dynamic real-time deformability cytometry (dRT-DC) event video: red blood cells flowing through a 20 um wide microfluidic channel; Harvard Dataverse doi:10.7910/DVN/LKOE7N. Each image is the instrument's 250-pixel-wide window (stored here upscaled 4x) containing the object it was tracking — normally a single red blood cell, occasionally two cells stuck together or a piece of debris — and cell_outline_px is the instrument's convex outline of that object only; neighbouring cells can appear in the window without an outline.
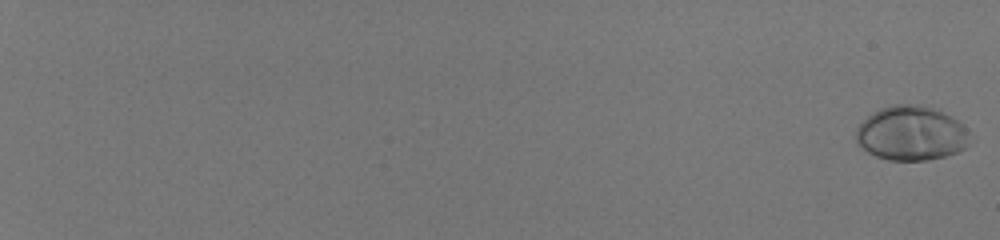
{"species": "human", "species_latin": "Homo sapiens", "temperature_condition": "room temperature", "stored_images_in_passage": 57, "camera_frame_rate_fps": 3000, "um_per_image_px": 0.085, "donor": {"sex": "male"}, "frame": {"image": 1, "passage_image": 1, "time_ms": 0.0, "image_size_px": [1000, 240], "cell_outline_px": [[976, 140], [972, 144], [956, 152], [944, 156], [924, 160], [888, 160], [876, 156], [860, 148], [856, 144], [856, 128], [872, 112], [880, 108], [892, 104], [920, 104], [940, 108], [952, 116], [968, 128]], "centroid_in_image_um": [77.53, 11.31], "position_along_channel_um": 7.5, "area_um2": 37.17}}
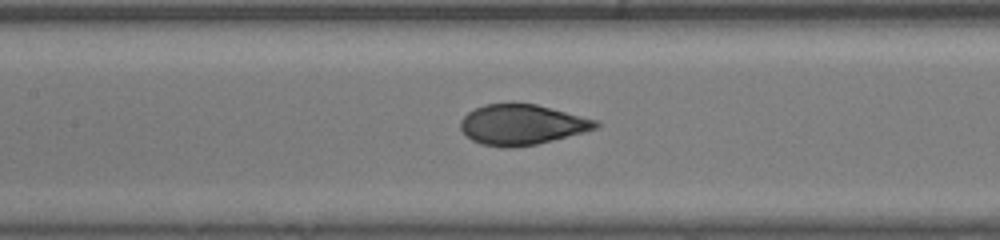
{"frame": {"image": 2, "passage_image": 34, "time_ms": 11.0, "image_size_px": [1000, 240], "cell_outline_px": [[600, 124], [596, 128], [584, 132], [536, 144], [512, 148], [504, 148], [480, 144], [464, 136], [460, 128], [460, 120], [468, 112], [484, 104], [536, 104], [596, 120]], "centroid_in_image_um": [44.3, 10.61], "position_along_channel_um": 163.1, "area_um2": 31.62}}
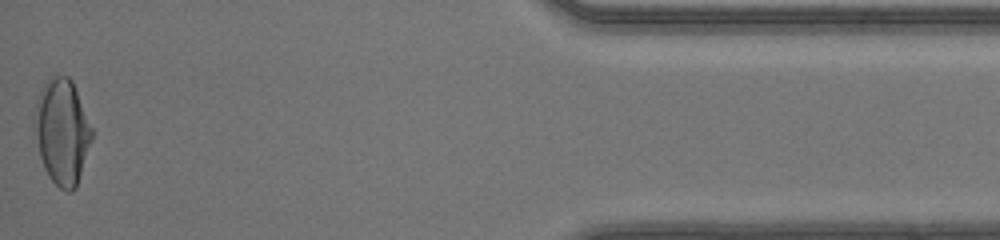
{"frame": {"image": 3, "passage_image": 57, "time_ms": 18.667, "image_size_px": [1000, 240], "cell_outline_px": [[92, 140], [76, 188], [72, 192], [68, 192], [60, 188], [48, 176], [44, 168], [40, 156], [32, 124], [32, 120], [36, 100], [44, 84], [56, 72], [68, 76], [72, 80], [92, 128]], "centroid_in_image_um": [5.25, 11.17], "position_along_channel_um": 429.9, "area_um2": 35.55}, "authors_computed_cell_mechanics": {"area_um2": 33.0616, "velocity_mm_per_s": 4.1713, "shape_relaxation_time_tau1_ms": 4.0637, "shape_relaxation_time_tau2_ms": null, "deformation_change_tau1": 0.2123, "deformation_change_tau2": null}}